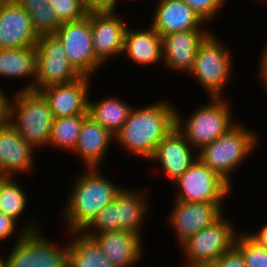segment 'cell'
<instances>
[{"mask_svg": "<svg viewBox=\"0 0 267 267\" xmlns=\"http://www.w3.org/2000/svg\"><path fill=\"white\" fill-rule=\"evenodd\" d=\"M168 99L148 106H133L128 119L115 135V143L128 154L145 159L154 155L159 142L175 127V105Z\"/></svg>", "mask_w": 267, "mask_h": 267, "instance_id": "1", "label": "cell"}, {"mask_svg": "<svg viewBox=\"0 0 267 267\" xmlns=\"http://www.w3.org/2000/svg\"><path fill=\"white\" fill-rule=\"evenodd\" d=\"M111 180L101 168L85 169L73 177L68 198H65L67 200L59 214L60 223L63 222L67 232H82L116 198L124 186Z\"/></svg>", "mask_w": 267, "mask_h": 267, "instance_id": "2", "label": "cell"}, {"mask_svg": "<svg viewBox=\"0 0 267 267\" xmlns=\"http://www.w3.org/2000/svg\"><path fill=\"white\" fill-rule=\"evenodd\" d=\"M252 130V131H251ZM240 120L228 132L197 151L198 159L211 168L231 187L233 174L260 145V136ZM233 173V174H232Z\"/></svg>", "mask_w": 267, "mask_h": 267, "instance_id": "3", "label": "cell"}, {"mask_svg": "<svg viewBox=\"0 0 267 267\" xmlns=\"http://www.w3.org/2000/svg\"><path fill=\"white\" fill-rule=\"evenodd\" d=\"M12 94L8 123L36 151L48 147L54 116L47 99L35 90H16Z\"/></svg>", "mask_w": 267, "mask_h": 267, "instance_id": "4", "label": "cell"}, {"mask_svg": "<svg viewBox=\"0 0 267 267\" xmlns=\"http://www.w3.org/2000/svg\"><path fill=\"white\" fill-rule=\"evenodd\" d=\"M207 100L205 104L198 105L187 118L183 112L175 108V127L196 151L228 132L239 122L234 117L232 100L229 101L226 96Z\"/></svg>", "mask_w": 267, "mask_h": 267, "instance_id": "5", "label": "cell"}, {"mask_svg": "<svg viewBox=\"0 0 267 267\" xmlns=\"http://www.w3.org/2000/svg\"><path fill=\"white\" fill-rule=\"evenodd\" d=\"M224 43L217 33L212 32L199 46L193 67L187 75L196 79L207 98H225L226 88L234 78V51Z\"/></svg>", "mask_w": 267, "mask_h": 267, "instance_id": "6", "label": "cell"}, {"mask_svg": "<svg viewBox=\"0 0 267 267\" xmlns=\"http://www.w3.org/2000/svg\"><path fill=\"white\" fill-rule=\"evenodd\" d=\"M225 214L179 246L186 259L182 267H209L235 245L238 227Z\"/></svg>", "mask_w": 267, "mask_h": 267, "instance_id": "7", "label": "cell"}, {"mask_svg": "<svg viewBox=\"0 0 267 267\" xmlns=\"http://www.w3.org/2000/svg\"><path fill=\"white\" fill-rule=\"evenodd\" d=\"M44 229L27 232L5 253V267H68V241L58 245ZM56 243V244H55Z\"/></svg>", "mask_w": 267, "mask_h": 267, "instance_id": "8", "label": "cell"}, {"mask_svg": "<svg viewBox=\"0 0 267 267\" xmlns=\"http://www.w3.org/2000/svg\"><path fill=\"white\" fill-rule=\"evenodd\" d=\"M171 186L173 199L180 202H225L234 188L199 159Z\"/></svg>", "mask_w": 267, "mask_h": 267, "instance_id": "9", "label": "cell"}, {"mask_svg": "<svg viewBox=\"0 0 267 267\" xmlns=\"http://www.w3.org/2000/svg\"><path fill=\"white\" fill-rule=\"evenodd\" d=\"M54 34L60 39L69 63L81 76L93 78L104 66L93 49L91 10L80 20L63 23Z\"/></svg>", "mask_w": 267, "mask_h": 267, "instance_id": "10", "label": "cell"}, {"mask_svg": "<svg viewBox=\"0 0 267 267\" xmlns=\"http://www.w3.org/2000/svg\"><path fill=\"white\" fill-rule=\"evenodd\" d=\"M36 50L35 91L50 85L70 83L81 77L69 63L65 49L55 34L41 35Z\"/></svg>", "mask_w": 267, "mask_h": 267, "instance_id": "11", "label": "cell"}, {"mask_svg": "<svg viewBox=\"0 0 267 267\" xmlns=\"http://www.w3.org/2000/svg\"><path fill=\"white\" fill-rule=\"evenodd\" d=\"M131 24L118 10H91V31L96 57L104 64L121 57L124 35Z\"/></svg>", "mask_w": 267, "mask_h": 267, "instance_id": "12", "label": "cell"}, {"mask_svg": "<svg viewBox=\"0 0 267 267\" xmlns=\"http://www.w3.org/2000/svg\"><path fill=\"white\" fill-rule=\"evenodd\" d=\"M167 221L178 247L204 227L216 221L225 211L226 202H180L173 200Z\"/></svg>", "mask_w": 267, "mask_h": 267, "instance_id": "13", "label": "cell"}, {"mask_svg": "<svg viewBox=\"0 0 267 267\" xmlns=\"http://www.w3.org/2000/svg\"><path fill=\"white\" fill-rule=\"evenodd\" d=\"M198 159L197 151L185 136L174 127L155 148L154 155L149 159L171 184L179 178ZM157 164V165H156ZM157 167V168H156ZM161 168V169H160Z\"/></svg>", "mask_w": 267, "mask_h": 267, "instance_id": "14", "label": "cell"}, {"mask_svg": "<svg viewBox=\"0 0 267 267\" xmlns=\"http://www.w3.org/2000/svg\"><path fill=\"white\" fill-rule=\"evenodd\" d=\"M213 30H188L162 36V58L165 70L188 75L199 46Z\"/></svg>", "mask_w": 267, "mask_h": 267, "instance_id": "15", "label": "cell"}, {"mask_svg": "<svg viewBox=\"0 0 267 267\" xmlns=\"http://www.w3.org/2000/svg\"><path fill=\"white\" fill-rule=\"evenodd\" d=\"M35 151L8 122L0 126V176L16 178L32 174Z\"/></svg>", "mask_w": 267, "mask_h": 267, "instance_id": "16", "label": "cell"}, {"mask_svg": "<svg viewBox=\"0 0 267 267\" xmlns=\"http://www.w3.org/2000/svg\"><path fill=\"white\" fill-rule=\"evenodd\" d=\"M91 77L81 76L66 84H55L40 90L47 99L54 118L88 115Z\"/></svg>", "mask_w": 267, "mask_h": 267, "instance_id": "17", "label": "cell"}, {"mask_svg": "<svg viewBox=\"0 0 267 267\" xmlns=\"http://www.w3.org/2000/svg\"><path fill=\"white\" fill-rule=\"evenodd\" d=\"M155 4L149 25L161 37L188 30H212L183 0H157Z\"/></svg>", "mask_w": 267, "mask_h": 267, "instance_id": "18", "label": "cell"}, {"mask_svg": "<svg viewBox=\"0 0 267 267\" xmlns=\"http://www.w3.org/2000/svg\"><path fill=\"white\" fill-rule=\"evenodd\" d=\"M85 235L96 241L106 258L116 267H135L144 259L145 238L134 231L120 230Z\"/></svg>", "mask_w": 267, "mask_h": 267, "instance_id": "19", "label": "cell"}, {"mask_svg": "<svg viewBox=\"0 0 267 267\" xmlns=\"http://www.w3.org/2000/svg\"><path fill=\"white\" fill-rule=\"evenodd\" d=\"M39 37L26 10L15 0L0 9V49L36 47Z\"/></svg>", "mask_w": 267, "mask_h": 267, "instance_id": "20", "label": "cell"}, {"mask_svg": "<svg viewBox=\"0 0 267 267\" xmlns=\"http://www.w3.org/2000/svg\"><path fill=\"white\" fill-rule=\"evenodd\" d=\"M127 26L124 35L123 51L121 58L128 60L135 66L141 65L146 68L150 66H157L163 64L162 58V38L161 36L148 24V26H137L132 28ZM130 60V61H129ZM155 64V65H154Z\"/></svg>", "mask_w": 267, "mask_h": 267, "instance_id": "21", "label": "cell"}, {"mask_svg": "<svg viewBox=\"0 0 267 267\" xmlns=\"http://www.w3.org/2000/svg\"><path fill=\"white\" fill-rule=\"evenodd\" d=\"M111 143L115 144V136L87 115L80 129L77 146L72 153L84 163L85 169L102 168Z\"/></svg>", "mask_w": 267, "mask_h": 267, "instance_id": "22", "label": "cell"}, {"mask_svg": "<svg viewBox=\"0 0 267 267\" xmlns=\"http://www.w3.org/2000/svg\"><path fill=\"white\" fill-rule=\"evenodd\" d=\"M123 187L117 194L119 231H134L143 237V226L151 212L149 193L143 189ZM148 217V218H147ZM142 228V229H141Z\"/></svg>", "mask_w": 267, "mask_h": 267, "instance_id": "23", "label": "cell"}, {"mask_svg": "<svg viewBox=\"0 0 267 267\" xmlns=\"http://www.w3.org/2000/svg\"><path fill=\"white\" fill-rule=\"evenodd\" d=\"M36 55V47L0 49V77L26 79L28 82L26 81V85L24 83V87L22 86L18 91L34 90Z\"/></svg>", "mask_w": 267, "mask_h": 267, "instance_id": "24", "label": "cell"}, {"mask_svg": "<svg viewBox=\"0 0 267 267\" xmlns=\"http://www.w3.org/2000/svg\"><path fill=\"white\" fill-rule=\"evenodd\" d=\"M14 180L15 177L0 176V212L15 219L27 232L41 230V223L36 216L27 218L26 222H20L24 218V213L27 214L25 210L28 208L29 197L19 181L17 182L18 179Z\"/></svg>", "mask_w": 267, "mask_h": 267, "instance_id": "25", "label": "cell"}, {"mask_svg": "<svg viewBox=\"0 0 267 267\" xmlns=\"http://www.w3.org/2000/svg\"><path fill=\"white\" fill-rule=\"evenodd\" d=\"M90 96L89 94L88 115L115 136L128 119L133 106L115 95L105 96L106 98H99L96 101Z\"/></svg>", "mask_w": 267, "mask_h": 267, "instance_id": "26", "label": "cell"}, {"mask_svg": "<svg viewBox=\"0 0 267 267\" xmlns=\"http://www.w3.org/2000/svg\"><path fill=\"white\" fill-rule=\"evenodd\" d=\"M67 235L71 239H68V267H116L92 237L83 232H68Z\"/></svg>", "mask_w": 267, "mask_h": 267, "instance_id": "27", "label": "cell"}, {"mask_svg": "<svg viewBox=\"0 0 267 267\" xmlns=\"http://www.w3.org/2000/svg\"><path fill=\"white\" fill-rule=\"evenodd\" d=\"M87 115H75L54 118L48 142V148L60 149L72 154L80 134L83 120Z\"/></svg>", "mask_w": 267, "mask_h": 267, "instance_id": "28", "label": "cell"}, {"mask_svg": "<svg viewBox=\"0 0 267 267\" xmlns=\"http://www.w3.org/2000/svg\"><path fill=\"white\" fill-rule=\"evenodd\" d=\"M239 231L235 246L240 250L246 267H267V249L253 240L244 227Z\"/></svg>", "mask_w": 267, "mask_h": 267, "instance_id": "29", "label": "cell"}, {"mask_svg": "<svg viewBox=\"0 0 267 267\" xmlns=\"http://www.w3.org/2000/svg\"><path fill=\"white\" fill-rule=\"evenodd\" d=\"M29 15L34 30L39 36L44 34H54L62 25L53 7H23Z\"/></svg>", "mask_w": 267, "mask_h": 267, "instance_id": "30", "label": "cell"}, {"mask_svg": "<svg viewBox=\"0 0 267 267\" xmlns=\"http://www.w3.org/2000/svg\"><path fill=\"white\" fill-rule=\"evenodd\" d=\"M109 231H119L117 196L96 215L82 232L84 234H99Z\"/></svg>", "mask_w": 267, "mask_h": 267, "instance_id": "31", "label": "cell"}, {"mask_svg": "<svg viewBox=\"0 0 267 267\" xmlns=\"http://www.w3.org/2000/svg\"><path fill=\"white\" fill-rule=\"evenodd\" d=\"M49 2L62 24L80 20L89 12L85 0H49Z\"/></svg>", "mask_w": 267, "mask_h": 267, "instance_id": "32", "label": "cell"}, {"mask_svg": "<svg viewBox=\"0 0 267 267\" xmlns=\"http://www.w3.org/2000/svg\"><path fill=\"white\" fill-rule=\"evenodd\" d=\"M205 23L213 24L229 0H183Z\"/></svg>", "mask_w": 267, "mask_h": 267, "instance_id": "33", "label": "cell"}, {"mask_svg": "<svg viewBox=\"0 0 267 267\" xmlns=\"http://www.w3.org/2000/svg\"><path fill=\"white\" fill-rule=\"evenodd\" d=\"M26 233L27 231L15 219L0 212V242L9 238L14 239V236V240L17 241Z\"/></svg>", "mask_w": 267, "mask_h": 267, "instance_id": "34", "label": "cell"}, {"mask_svg": "<svg viewBox=\"0 0 267 267\" xmlns=\"http://www.w3.org/2000/svg\"><path fill=\"white\" fill-rule=\"evenodd\" d=\"M209 267H246L240 250L234 245Z\"/></svg>", "mask_w": 267, "mask_h": 267, "instance_id": "35", "label": "cell"}, {"mask_svg": "<svg viewBox=\"0 0 267 267\" xmlns=\"http://www.w3.org/2000/svg\"><path fill=\"white\" fill-rule=\"evenodd\" d=\"M123 1V0H120ZM119 0H88L89 10H119Z\"/></svg>", "mask_w": 267, "mask_h": 267, "instance_id": "36", "label": "cell"}, {"mask_svg": "<svg viewBox=\"0 0 267 267\" xmlns=\"http://www.w3.org/2000/svg\"><path fill=\"white\" fill-rule=\"evenodd\" d=\"M0 86V126L8 122V105L10 95L6 94L5 90H2Z\"/></svg>", "mask_w": 267, "mask_h": 267, "instance_id": "37", "label": "cell"}, {"mask_svg": "<svg viewBox=\"0 0 267 267\" xmlns=\"http://www.w3.org/2000/svg\"><path fill=\"white\" fill-rule=\"evenodd\" d=\"M246 233L259 245L267 249V221L261 225V228L259 227L258 231L256 230V232H249V230H246Z\"/></svg>", "mask_w": 267, "mask_h": 267, "instance_id": "38", "label": "cell"}, {"mask_svg": "<svg viewBox=\"0 0 267 267\" xmlns=\"http://www.w3.org/2000/svg\"><path fill=\"white\" fill-rule=\"evenodd\" d=\"M267 42V41H266ZM265 42L264 48H262V51H260V57H259V63L257 65L258 67V77L259 79L267 72V43Z\"/></svg>", "mask_w": 267, "mask_h": 267, "instance_id": "39", "label": "cell"}, {"mask_svg": "<svg viewBox=\"0 0 267 267\" xmlns=\"http://www.w3.org/2000/svg\"><path fill=\"white\" fill-rule=\"evenodd\" d=\"M22 7L50 6L49 0H15Z\"/></svg>", "mask_w": 267, "mask_h": 267, "instance_id": "40", "label": "cell"}, {"mask_svg": "<svg viewBox=\"0 0 267 267\" xmlns=\"http://www.w3.org/2000/svg\"><path fill=\"white\" fill-rule=\"evenodd\" d=\"M260 82L267 91V72L260 78Z\"/></svg>", "mask_w": 267, "mask_h": 267, "instance_id": "41", "label": "cell"}, {"mask_svg": "<svg viewBox=\"0 0 267 267\" xmlns=\"http://www.w3.org/2000/svg\"><path fill=\"white\" fill-rule=\"evenodd\" d=\"M1 251V250H0ZM1 253L2 252H0V267H5V257H3V256H5V255H1Z\"/></svg>", "mask_w": 267, "mask_h": 267, "instance_id": "42", "label": "cell"}, {"mask_svg": "<svg viewBox=\"0 0 267 267\" xmlns=\"http://www.w3.org/2000/svg\"><path fill=\"white\" fill-rule=\"evenodd\" d=\"M9 0H0V9L8 2Z\"/></svg>", "mask_w": 267, "mask_h": 267, "instance_id": "43", "label": "cell"}, {"mask_svg": "<svg viewBox=\"0 0 267 267\" xmlns=\"http://www.w3.org/2000/svg\"><path fill=\"white\" fill-rule=\"evenodd\" d=\"M123 1H124V0H123ZM126 1H128V2H131V1L133 2V1H134L135 3H136V1H137V3H138V0H125V3H126ZM139 1H140V0H139Z\"/></svg>", "mask_w": 267, "mask_h": 267, "instance_id": "44", "label": "cell"}, {"mask_svg": "<svg viewBox=\"0 0 267 267\" xmlns=\"http://www.w3.org/2000/svg\"><path fill=\"white\" fill-rule=\"evenodd\" d=\"M259 1H260L259 3L264 2V1L267 3V0H259Z\"/></svg>", "mask_w": 267, "mask_h": 267, "instance_id": "45", "label": "cell"}, {"mask_svg": "<svg viewBox=\"0 0 267 267\" xmlns=\"http://www.w3.org/2000/svg\"><path fill=\"white\" fill-rule=\"evenodd\" d=\"M85 3H86V6H87V8H88V0H85Z\"/></svg>", "mask_w": 267, "mask_h": 267, "instance_id": "46", "label": "cell"}]
</instances>
